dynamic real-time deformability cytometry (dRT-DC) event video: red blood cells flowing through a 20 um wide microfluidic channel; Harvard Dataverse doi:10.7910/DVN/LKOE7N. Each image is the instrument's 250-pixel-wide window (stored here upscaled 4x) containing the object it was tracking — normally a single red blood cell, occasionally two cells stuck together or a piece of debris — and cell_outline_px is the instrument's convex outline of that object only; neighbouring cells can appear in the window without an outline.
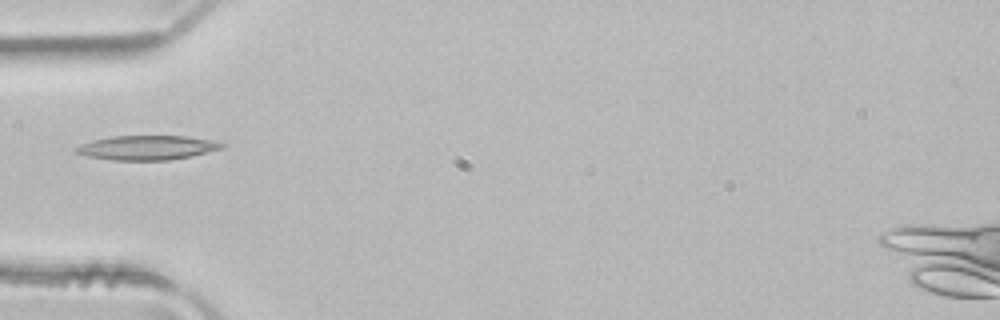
{"species": "common noctule bat (a hibernating species)", "species_latin": "Nyctalus noctula", "temperature_condition": "room temperature", "stored_images_in_passage": 3, "camera_frame_rate_fps": 3000, "um_per_image_px": 0.085, "animal": {"sex": "male", "body_mass_g": 21.5, "forearm_length_mm": 52.0}, "frame": {"image": 1, "passage_image": 2, "time_ms": 0.333, "image_size_px": [1000, 320], "cell_outline_px": [[224, 144], [220, 148], [192, 156], [168, 160], [112, 160], [88, 156], [76, 152], [72, 148], [80, 144], [92, 140], [112, 136], [188, 136], [212, 140]], "centroid_in_image_um": [12.44, 12.55], "position_along_channel_um": 72.6, "area_um2": 20.58}}
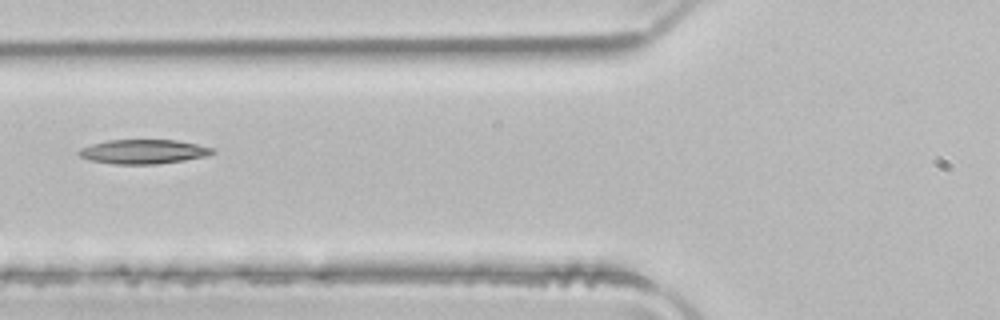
{"frame": {"image": 2, "passage_image": 3, "time_ms": 0.667, "image_size_px": [1000, 320], "cell_outline_px": [[216, 152], [208, 156], [184, 160], [156, 164], [112, 164], [92, 160], [80, 156], [76, 152], [80, 148], [92, 144], [108, 140], [176, 140], [216, 148]], "centroid_in_image_um": [12.22, 12.89], "position_along_channel_um": 113.6, "area_um2": 18.96}}